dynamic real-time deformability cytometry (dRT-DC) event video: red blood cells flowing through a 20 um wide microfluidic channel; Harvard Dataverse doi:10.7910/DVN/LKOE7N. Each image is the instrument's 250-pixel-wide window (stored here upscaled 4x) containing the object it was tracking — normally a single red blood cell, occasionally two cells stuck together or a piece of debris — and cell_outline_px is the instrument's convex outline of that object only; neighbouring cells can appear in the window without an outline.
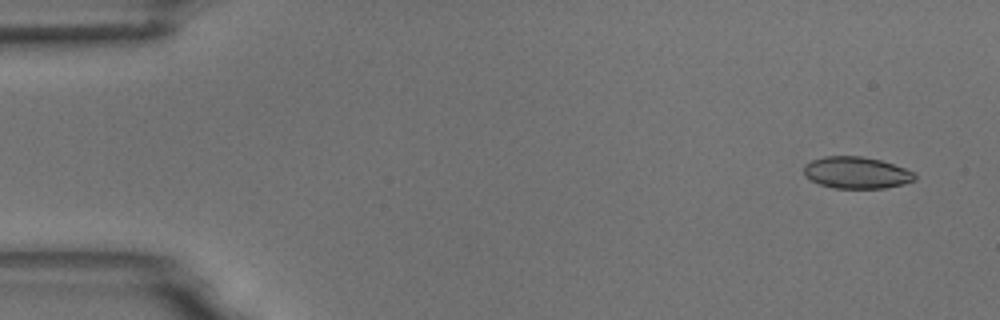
{"species": "common noctule bat (a hibernating species)", "species_latin": "Nyctalus noctula", "temperature_condition": "room temperature", "stored_images_in_passage": 4, "camera_frame_rate_fps": 3000, "um_per_image_px": 0.085, "animal": {"sex": "male", "body_mass_g": 18.8}, "frame": {"image": 1, "passage_image": 1, "time_ms": 0.0, "image_size_px": [1000, 320], "cell_outline_px": [[916, 180], [904, 184], [884, 188], [832, 188], [820, 184], [804, 176], [804, 164], [812, 160], [824, 156], [860, 156], [880, 160], [904, 168], [912, 172], [916, 176]], "centroid_in_image_um": [72.78, 14.68], "position_along_channel_um": 12.2, "area_um2": 20.46}}